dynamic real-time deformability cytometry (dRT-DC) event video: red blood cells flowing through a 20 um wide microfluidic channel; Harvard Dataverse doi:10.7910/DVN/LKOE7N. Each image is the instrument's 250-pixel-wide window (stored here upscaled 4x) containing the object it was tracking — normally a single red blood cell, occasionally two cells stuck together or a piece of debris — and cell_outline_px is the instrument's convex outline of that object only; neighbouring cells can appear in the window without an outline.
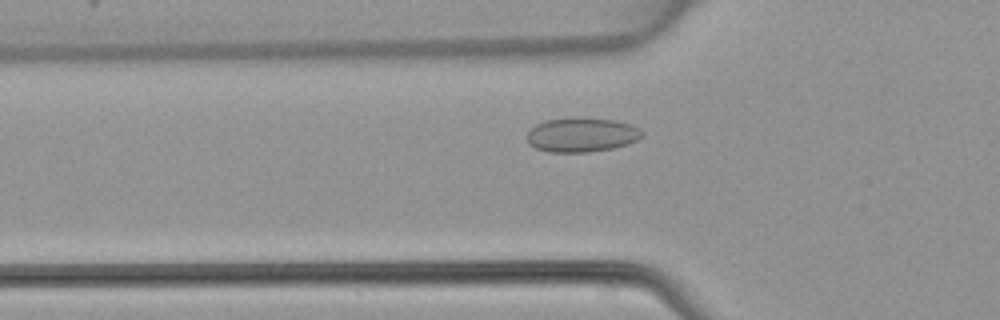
{"species": "common noctule bat (a hibernating species)", "species_latin": "Nyctalus noctula", "temperature_condition": "warm", "stored_images_in_passage": 43, "camera_frame_rate_fps": 3000, "um_per_image_px": 0.085, "animal": {"sex": "female", "body_mass_g": 22.7, "forearm_length_mm": 54.2}, "frame": {"image": 1, "passage_image": 11, "time_ms": 3.333, "image_size_px": [1000, 320], "cell_outline_px": [[644, 136], [628, 144], [612, 148], [588, 152], [548, 152], [536, 148], [528, 144], [524, 136], [536, 124], [544, 120], [616, 120], [632, 124], [640, 128], [644, 132]], "centroid_in_image_um": [49.45, 11.5], "position_along_channel_um": 76.4, "area_um2": 22.6}}
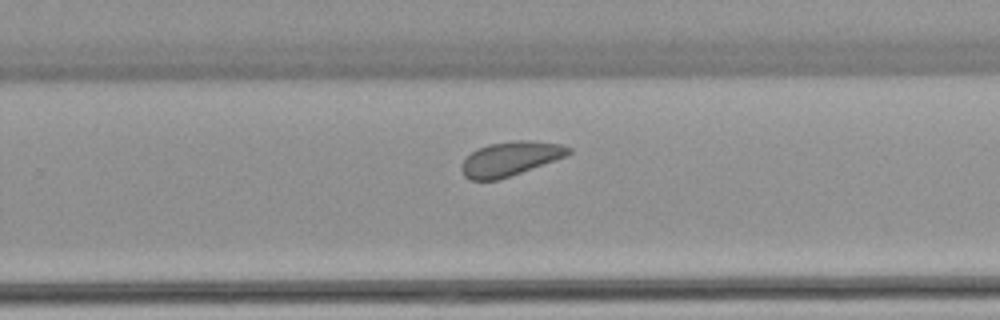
{"frame": {"image": 2, "passage_image": 26, "time_ms": 8.333, "image_size_px": [1000, 320], "cell_outline_px": [[572, 152], [564, 156], [500, 180], [468, 180], [464, 176], [460, 168], [460, 164], [476, 148], [488, 144], [516, 140], [528, 140], [560, 144], [572, 148]], "centroid_in_image_um": [43.32, 13.49], "position_along_channel_um": 286.5, "area_um2": 21.27}}
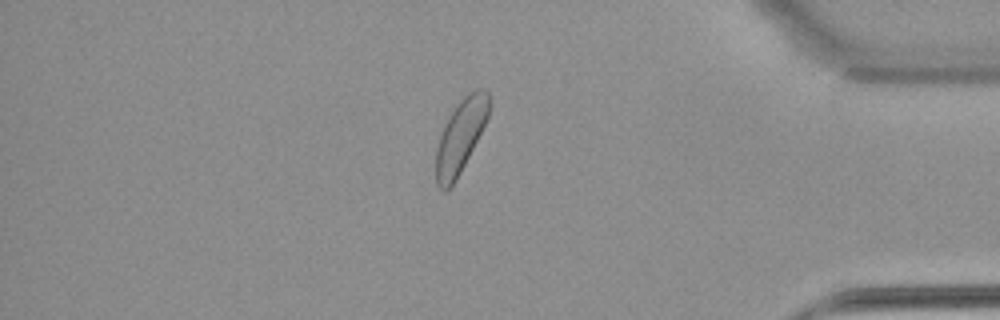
{"frame": {"image": 3, "passage_image": 36, "time_ms": 11.667, "image_size_px": [1000, 320], "cell_outline_px": [[492, 104], [488, 116], [456, 180], [444, 192], [436, 184], [436, 148], [444, 124], [456, 104], [468, 92], [476, 88], [484, 88], [488, 92]], "centroid_in_image_um": [39.15, 11.51], "position_along_channel_um": 396.1, "area_um2": 22.43}}